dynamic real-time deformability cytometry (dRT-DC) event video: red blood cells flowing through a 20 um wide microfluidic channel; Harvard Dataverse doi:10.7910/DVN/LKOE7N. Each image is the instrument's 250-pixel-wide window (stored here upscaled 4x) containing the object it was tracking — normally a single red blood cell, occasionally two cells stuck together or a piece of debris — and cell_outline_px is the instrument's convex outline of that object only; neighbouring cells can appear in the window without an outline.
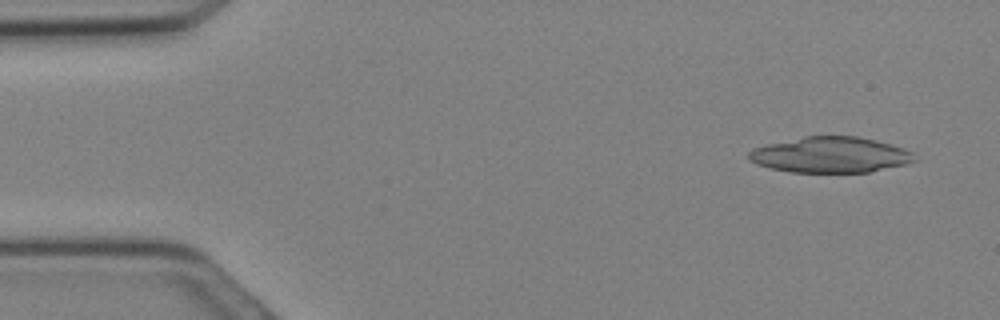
{"species": "Egyptian fruit bat (a non-hibernating species)", "species_latin": "Rousettus aegyptiacus", "temperature_condition": "cold", "stored_images_in_passage": 12, "camera_frame_rate_fps": 3000, "um_per_image_px": 0.085, "animal": {"sex": "female"}, "frame": {"image": 1, "passage_image": 2, "time_ms": 0.333, "image_size_px": [1000, 320], "cell_outline_px": [[916, 160], [908, 164], [868, 172], [792, 172], [768, 168], [756, 164], [748, 160], [748, 152], [752, 148], [768, 144], [804, 136], [856, 136], [876, 140], [904, 148], [912, 152]], "centroid_in_image_um": [70.57, 13.16], "position_along_channel_um": 14.4, "area_um2": 34.62}}